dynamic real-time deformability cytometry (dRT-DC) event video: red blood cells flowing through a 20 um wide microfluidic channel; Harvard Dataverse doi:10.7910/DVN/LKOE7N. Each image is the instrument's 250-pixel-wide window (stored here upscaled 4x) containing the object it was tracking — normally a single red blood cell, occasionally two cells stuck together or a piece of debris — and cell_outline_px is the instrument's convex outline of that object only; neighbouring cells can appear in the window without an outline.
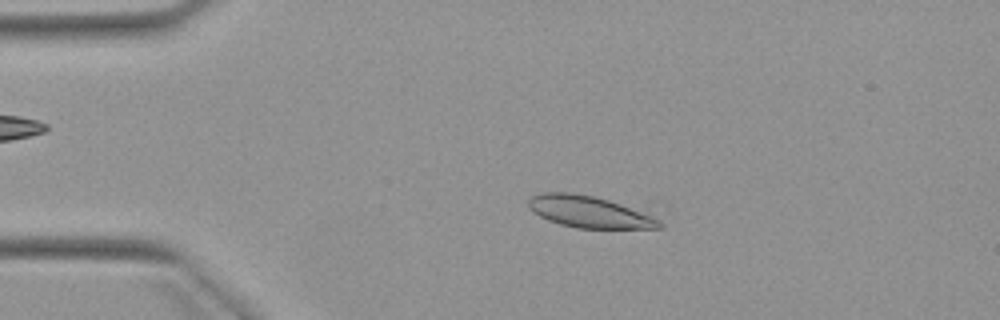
{"species": "Egyptian fruit bat (a non-hibernating species)", "species_latin": "Rousettus aegyptiacus", "temperature_condition": "warm", "stored_images_in_passage": 4, "segment_of_instrument_passage": [1, 2], "camera_frame_rate_fps": 3000, "um_per_image_px": 0.085, "animal": {"sex": "female"}, "frame": {"image": 1, "passage_image": 2, "time_ms": 1.333, "image_size_px": [1000, 320], "cell_outline_px": [[664, 228], [576, 228], [560, 224], [548, 220], [532, 212], [528, 208], [528, 200], [532, 196], [540, 192], [572, 192], [592, 196], [608, 200], [620, 204], [652, 216], [660, 220], [664, 224]], "centroid_in_image_um": [50.04, 18.01], "position_along_channel_um": 35.0, "area_um2": 24.04}}